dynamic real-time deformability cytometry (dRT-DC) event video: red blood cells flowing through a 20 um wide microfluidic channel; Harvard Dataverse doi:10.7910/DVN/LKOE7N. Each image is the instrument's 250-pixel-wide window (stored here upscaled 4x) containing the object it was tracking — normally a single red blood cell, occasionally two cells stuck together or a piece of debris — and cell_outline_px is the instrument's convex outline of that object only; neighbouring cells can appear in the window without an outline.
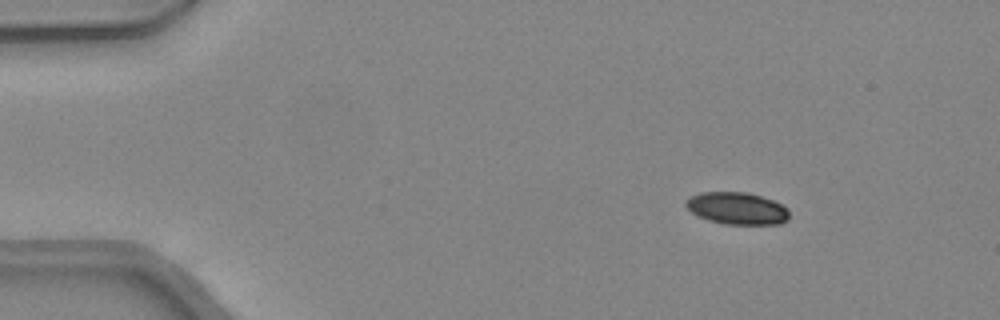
{"species": "common noctule bat (a hibernating species)", "species_latin": "Nyctalus noctula", "temperature_condition": "warm", "stored_images_in_passage": 47, "camera_frame_rate_fps": 3000, "um_per_image_px": 0.085, "animal": {"sex": "female", "body_mass_g": 24.6, "forearm_length_mm": 56.2}, "frame": {"image": 1, "passage_image": 6, "time_ms": 1.667, "image_size_px": [1000, 320], "cell_outline_px": [[788, 220], [780, 224], [724, 224], [708, 220], [696, 216], [684, 204], [692, 196], [700, 192], [748, 192], [772, 200], [788, 208]], "centroid_in_image_um": [62.65, 17.71], "position_along_channel_um": 22.4, "area_um2": 19.31}}
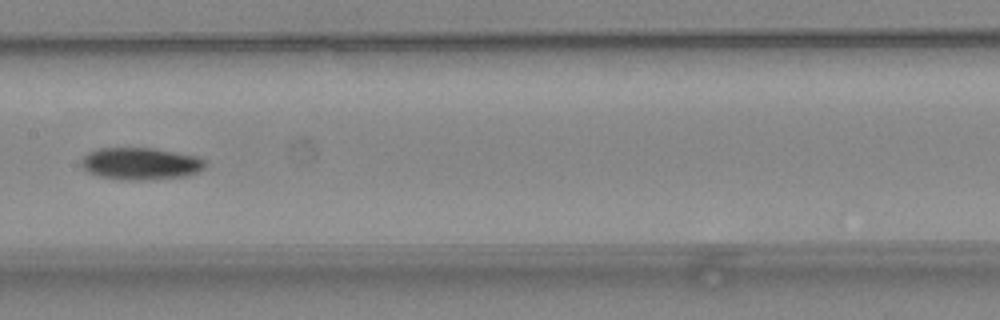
{"frame": {"image": 2, "passage_image": 24, "time_ms": 7.667, "image_size_px": [1000, 320], "cell_outline_px": [[208, 164], [200, 172], [188, 176], [144, 180], [120, 180], [100, 176], [88, 172], [80, 164], [80, 160], [88, 152], [100, 148], [152, 148], [200, 156], [208, 160]], "centroid_in_image_um": [12.02, 13.91], "position_along_channel_um": 195.4, "area_um2": 23.64}}
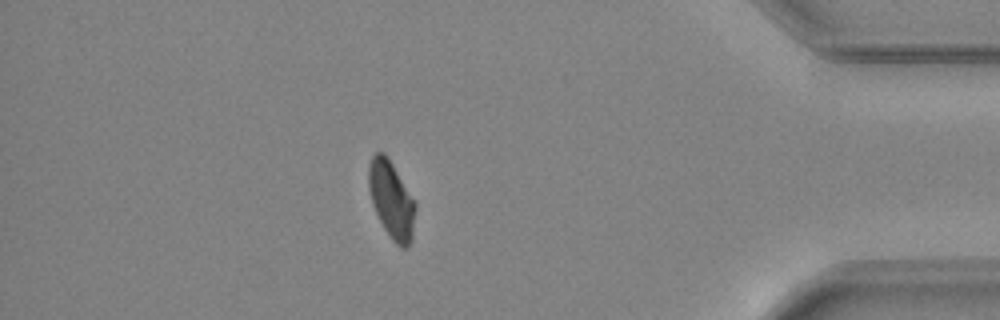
{"frame": {"image": 3, "passage_image": 41, "time_ms": 13.333, "image_size_px": [1000, 320], "cell_outline_px": [[416, 208], [412, 240], [408, 248], [400, 248], [392, 240], [384, 228], [372, 204], [368, 188], [368, 168], [372, 156], [376, 152], [384, 152], [388, 156], [416, 204]], "centroid_in_image_um": [33.27, 17.0], "position_along_channel_um": 401.9, "area_um2": 21.1}, "authors_computed_cell_mechanics": {"area_um2": 21.675, "velocity_mm_per_s": 4.3741, "shape_relaxation_time_tau1_ms": 9.8251, "shape_relaxation_time_tau2_ms": null, "deformation_change_tau1": 0.2388, "deformation_change_tau2": null}}